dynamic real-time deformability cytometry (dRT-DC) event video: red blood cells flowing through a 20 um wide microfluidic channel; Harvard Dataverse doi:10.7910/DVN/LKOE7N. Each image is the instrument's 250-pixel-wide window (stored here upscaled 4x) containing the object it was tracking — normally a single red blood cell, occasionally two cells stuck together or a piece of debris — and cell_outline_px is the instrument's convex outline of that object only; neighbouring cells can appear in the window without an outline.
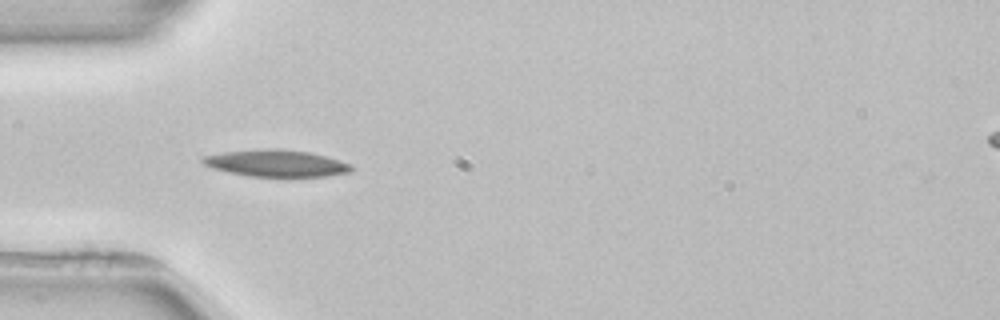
{"species": "common noctule bat (a hibernating species)", "species_latin": "Nyctalus noctula", "temperature_condition": "room temperature", "stored_images_in_passage": 4, "camera_frame_rate_fps": 3000, "um_per_image_px": 0.085, "animal": {"sex": "female", "body_mass_g": 22.7, "forearm_length_mm": 54.2}, "frame": {"image": 1, "passage_image": 3, "time_ms": 3.0, "image_size_px": [1000, 320], "cell_outline_px": [[356, 168], [352, 172], [328, 176], [252, 176], [228, 172], [212, 168], [204, 164], [200, 160], [204, 156], [224, 152], [264, 148], [268, 148], [308, 152], [340, 160], [352, 164]], "centroid_in_image_um": [23.52, 13.88], "position_along_channel_um": 61.5, "area_um2": 23.12}}